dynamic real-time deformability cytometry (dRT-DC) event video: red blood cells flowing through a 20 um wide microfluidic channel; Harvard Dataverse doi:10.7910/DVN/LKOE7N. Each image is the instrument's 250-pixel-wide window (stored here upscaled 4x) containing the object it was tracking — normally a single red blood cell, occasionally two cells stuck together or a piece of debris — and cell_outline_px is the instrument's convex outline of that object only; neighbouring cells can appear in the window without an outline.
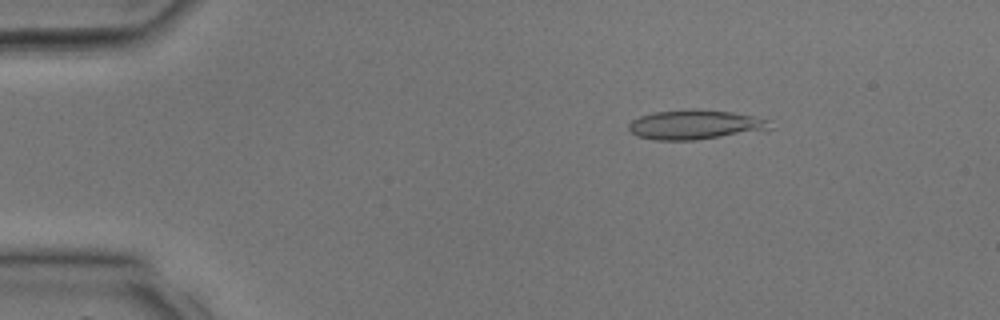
{"species": "common noctule bat (a hibernating species)", "species_latin": "Nyctalus noctula", "temperature_condition": "room temperature", "stored_images_in_passage": 7, "camera_frame_rate_fps": 3000, "um_per_image_px": 0.085, "animal": {"sex": "male", "body_mass_g": 17.9, "forearm_length_mm": 54.2}, "frame": {"image": 1, "passage_image": 4, "time_ms": 1.0, "image_size_px": [1000, 320], "cell_outline_px": [[776, 128], [764, 132], [696, 140], [656, 140], [636, 136], [628, 128], [628, 124], [632, 120], [640, 116], [652, 112], [688, 108], [696, 108], [732, 112], [752, 116], [768, 120]], "centroid_in_image_um": [59.17, 10.6], "position_along_channel_um": 25.8, "area_um2": 25.14}}